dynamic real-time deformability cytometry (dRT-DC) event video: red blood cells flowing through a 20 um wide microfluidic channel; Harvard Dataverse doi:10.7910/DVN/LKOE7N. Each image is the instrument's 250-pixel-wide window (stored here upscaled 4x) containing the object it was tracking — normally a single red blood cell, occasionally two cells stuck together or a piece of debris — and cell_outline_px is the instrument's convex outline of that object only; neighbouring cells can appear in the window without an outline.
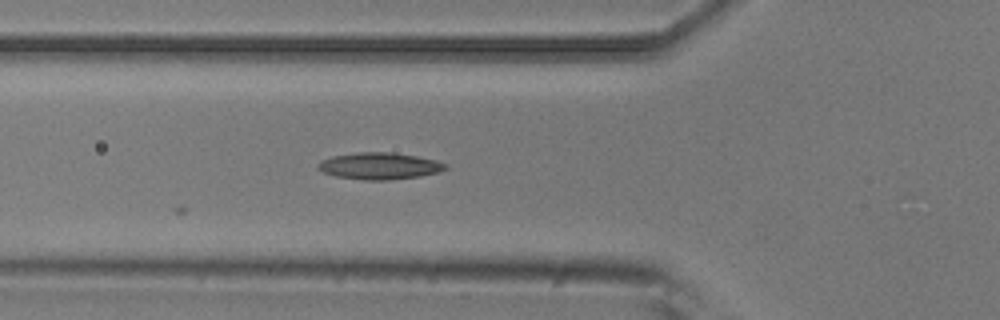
{"species": "common noctule bat (a hibernating species)", "species_latin": "Nyctalus noctula", "temperature_condition": "room temperature", "stored_images_in_passage": 6, "camera_frame_rate_fps": 3000, "um_per_image_px": 0.085, "animal": {"sex": "male", "body_mass_g": 20.5, "forearm_length_mm": 52.5}, "frame": {"image": 1, "passage_image": 6, "time_ms": 1.667, "image_size_px": [1000, 320], "cell_outline_px": [[448, 168], [440, 172], [420, 176], [388, 180], [364, 180], [336, 176], [324, 172], [316, 168], [316, 164], [320, 160], [332, 156], [356, 152], [392, 152], [416, 156], [436, 160], [448, 164]], "centroid_in_image_um": [32.25, 14.1], "position_along_channel_um": 93.5, "area_um2": 20.06}}